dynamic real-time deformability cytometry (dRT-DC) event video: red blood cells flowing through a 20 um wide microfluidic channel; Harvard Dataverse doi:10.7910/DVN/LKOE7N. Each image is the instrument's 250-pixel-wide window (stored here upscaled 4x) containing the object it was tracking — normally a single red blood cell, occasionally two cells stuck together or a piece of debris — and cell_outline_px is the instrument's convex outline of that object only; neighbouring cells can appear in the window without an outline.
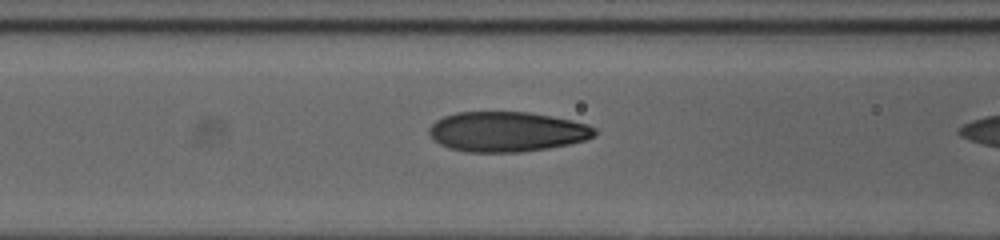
{"species": "human", "species_latin": "Homo sapiens", "temperature_condition": "cold", "stored_images_in_passage": 16, "camera_frame_rate_fps": 3000, "um_per_image_px": 0.085, "donor": {"sex": "female"}, "frame": {"image": 1, "passage_image": 15, "time_ms": 4.667, "image_size_px": [1000, 240], "cell_outline_px": [[596, 136], [588, 140], [548, 148], [520, 152], [464, 152], [448, 148], [440, 144], [428, 132], [428, 128], [436, 120], [444, 116], [456, 112], [528, 112], [552, 116], [572, 120], [588, 124], [596, 128]], "centroid_in_image_um": [43.11, 11.19], "position_along_channel_um": 123.5, "area_um2": 38.84}}